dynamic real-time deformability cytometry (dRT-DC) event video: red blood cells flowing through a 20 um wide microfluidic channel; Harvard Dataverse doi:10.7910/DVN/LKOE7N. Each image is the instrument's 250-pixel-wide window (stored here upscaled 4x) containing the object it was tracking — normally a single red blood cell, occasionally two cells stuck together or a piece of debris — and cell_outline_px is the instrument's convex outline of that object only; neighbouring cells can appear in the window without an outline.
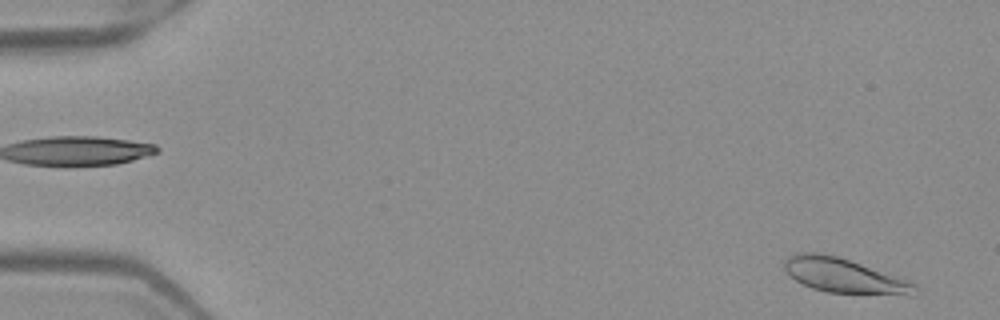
{"species": "Egyptian fruit bat (a non-hibernating species)", "species_latin": "Rousettus aegyptiacus", "temperature_condition": "warm", "stored_images_in_passage": 50, "camera_frame_rate_fps": 3000, "um_per_image_px": 0.085, "frame": {"image": 1, "passage_image": 1, "time_ms": 0.0, "image_size_px": [1000, 320], "cell_outline_px": [[920, 288], [916, 296], [912, 296], [828, 292], [812, 288], [796, 280], [784, 272], [784, 260], [788, 256], [796, 252], [816, 252], [836, 256], [908, 280], [916, 284]], "centroid_in_image_um": [71.78, 23.45], "position_along_channel_um": 13.2, "area_um2": 26.47}}
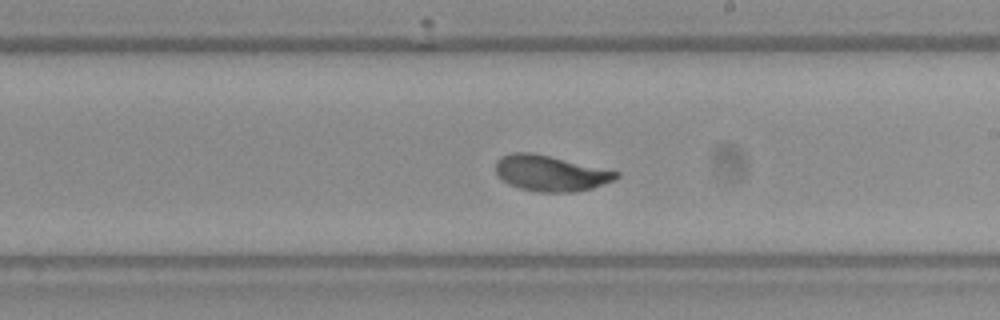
{"frame": {"image": 2, "passage_image": 29, "time_ms": 9.333, "image_size_px": [1000, 320], "cell_outline_px": [[620, 176], [612, 180], [592, 188], [576, 192], [540, 192], [520, 188], [508, 184], [496, 172], [496, 160], [500, 156], [512, 152], [532, 152], [620, 172]], "centroid_in_image_um": [46.77, 14.72], "position_along_channel_um": 242.2, "area_um2": 24.91}}
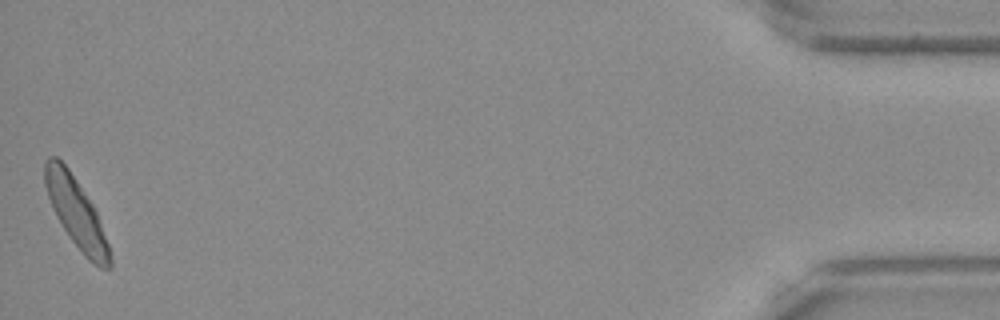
{"frame": {"image": 3, "passage_image": 50, "time_ms": 16.333, "image_size_px": [1000, 320], "cell_outline_px": [[112, 268], [100, 268], [88, 260], [84, 256], [72, 240], [56, 216], [48, 196], [44, 184], [44, 160], [48, 156], [56, 156], [68, 168], [92, 204], [96, 212], [108, 244], [112, 260]], "centroid_in_image_um": [6.46, 18.08], "position_along_channel_um": 428.7, "area_um2": 25.89}, "authors_computed_cell_mechanics": {"area_um2": 25.4031, "velocity_mm_per_s": 3.9392, "shape_relaxation_time_tau1_ms": 5.7051, "shape_relaxation_time_tau2_ms": null, "deformation_change_tau1": 0.1984, "deformation_change_tau2": null}}